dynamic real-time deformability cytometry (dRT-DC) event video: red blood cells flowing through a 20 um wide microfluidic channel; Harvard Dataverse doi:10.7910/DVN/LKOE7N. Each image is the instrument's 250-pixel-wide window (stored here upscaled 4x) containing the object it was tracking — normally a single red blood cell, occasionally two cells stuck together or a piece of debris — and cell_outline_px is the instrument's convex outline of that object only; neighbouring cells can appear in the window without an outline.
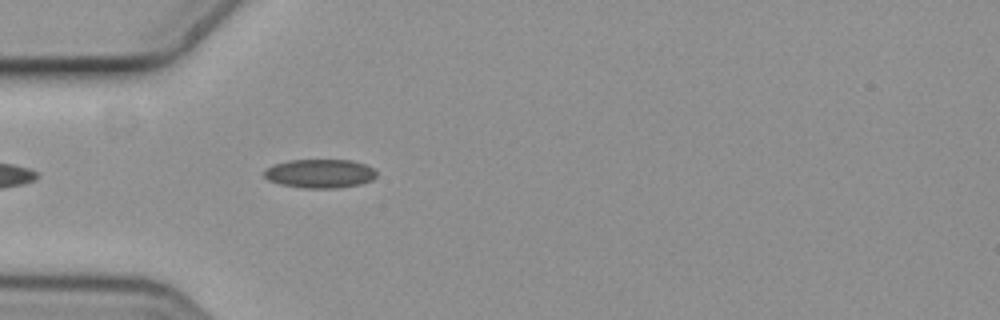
{"species": "common noctule bat (a hibernating species)", "species_latin": "Nyctalus noctula", "temperature_condition": "cold", "stored_images_in_passage": 2, "camera_frame_rate_fps": 3000, "um_per_image_px": 0.085, "animal": {"sex": "female", "body_mass_g": 19.3, "forearm_length_mm": 54.1}, "frame": {"image": 1, "passage_image": 2, "time_ms": 0.333, "image_size_px": [1000, 320], "cell_outline_px": [[376, 176], [372, 180], [360, 184], [336, 188], [304, 188], [280, 184], [268, 180], [264, 176], [264, 172], [272, 164], [288, 160], [352, 160], [364, 164], [372, 168], [376, 172]], "centroid_in_image_um": [27.18, 14.75], "position_along_channel_um": 57.8, "area_um2": 18.84}}